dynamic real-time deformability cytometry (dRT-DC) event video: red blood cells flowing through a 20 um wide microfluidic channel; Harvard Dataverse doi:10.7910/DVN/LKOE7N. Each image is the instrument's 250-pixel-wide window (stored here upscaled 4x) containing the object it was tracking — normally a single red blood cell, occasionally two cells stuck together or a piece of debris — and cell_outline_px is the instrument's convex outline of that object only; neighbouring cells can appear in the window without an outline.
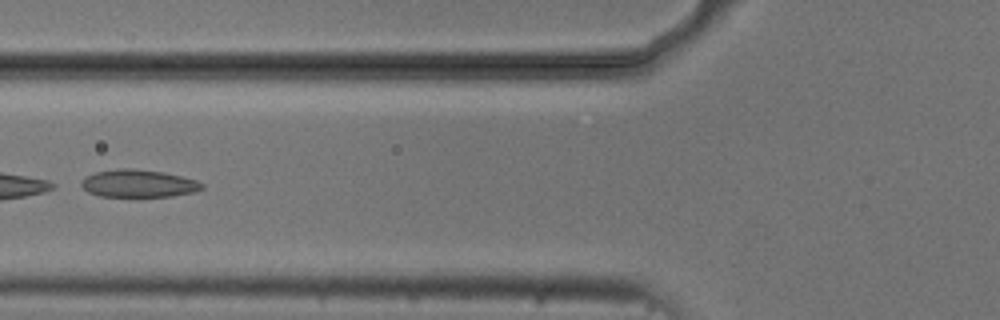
{"species": "common noctule bat (a hibernating species)", "species_latin": "Nyctalus noctula", "temperature_condition": "cold", "stored_images_in_passage": 7, "camera_frame_rate_fps": 3000, "um_per_image_px": 0.085, "animal": {"sex": "male", "body_mass_g": 20.5, "forearm_length_mm": 52.5}, "frame": {"image": 1, "passage_image": 6, "time_ms": 6.0, "image_size_px": [1000, 320], "cell_outline_px": [[204, 188], [196, 192], [172, 196], [100, 196], [88, 192], [80, 184], [84, 176], [96, 172], [116, 168], [132, 168], [164, 172], [196, 180], [204, 184]], "centroid_in_image_um": [11.77, 15.59], "position_along_channel_um": 114.0, "area_um2": 19.48}}
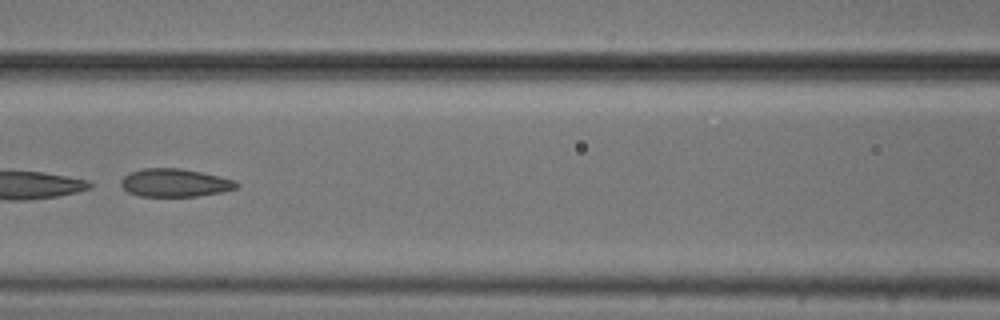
{"frame": {"image": 2, "passage_image": 7, "time_ms": 7.0, "image_size_px": [1000, 320], "cell_outline_px": [[240, 184], [236, 188], [220, 192], [196, 196], [140, 196], [128, 192], [120, 184], [120, 180], [128, 172], [140, 168], [180, 168], [220, 176], [236, 180]], "centroid_in_image_um": [14.84, 15.52], "position_along_channel_um": 151.8, "area_um2": 18.96}}